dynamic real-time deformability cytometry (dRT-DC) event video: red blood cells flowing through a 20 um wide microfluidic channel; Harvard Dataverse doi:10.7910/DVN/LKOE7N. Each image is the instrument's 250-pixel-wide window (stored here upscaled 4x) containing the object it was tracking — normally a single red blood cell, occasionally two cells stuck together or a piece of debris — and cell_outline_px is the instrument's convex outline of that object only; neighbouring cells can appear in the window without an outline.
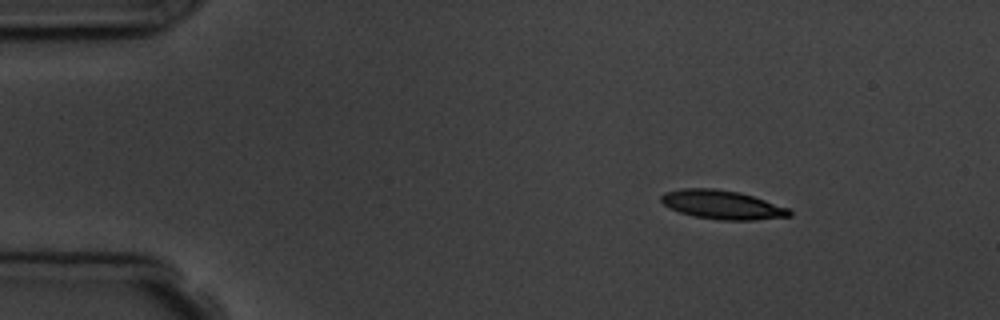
{"species": "common noctule bat (a hibernating species)", "species_latin": "Nyctalus noctula", "temperature_condition": "room temperature", "stored_images_in_passage": 13, "camera_frame_rate_fps": 3000, "um_per_image_px": 0.085, "animal": {"sex": "male", "body_mass_g": 19.5, "forearm_length_mm": 54.6}, "frame": {"image": 1, "passage_image": 1, "time_ms": 0.0, "image_size_px": [1000, 320], "cell_outline_px": [[792, 216], [752, 220], [720, 220], [696, 216], [680, 212], [668, 208], [660, 200], [660, 196], [664, 192], [680, 188], [716, 188], [740, 192], [788, 208], [792, 212]], "centroid_in_image_um": [61.35, 17.39], "position_along_channel_um": 23.7, "area_um2": 21.56}}
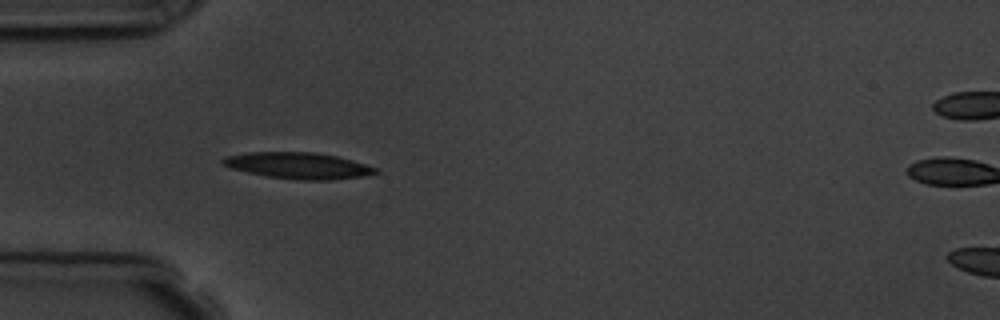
{"frame": {"image": 2, "passage_image": 3, "time_ms": 3.0, "image_size_px": [1000, 320], "cell_outline_px": [[380, 172], [360, 176], [332, 180], [300, 180], [268, 176], [248, 172], [232, 168], [224, 164], [220, 160], [224, 156], [248, 152], [316, 152], [336, 156], [352, 160], [376, 168]], "centroid_in_image_um": [25.34, 14.07], "position_along_channel_um": 59.7, "area_um2": 23.18}}
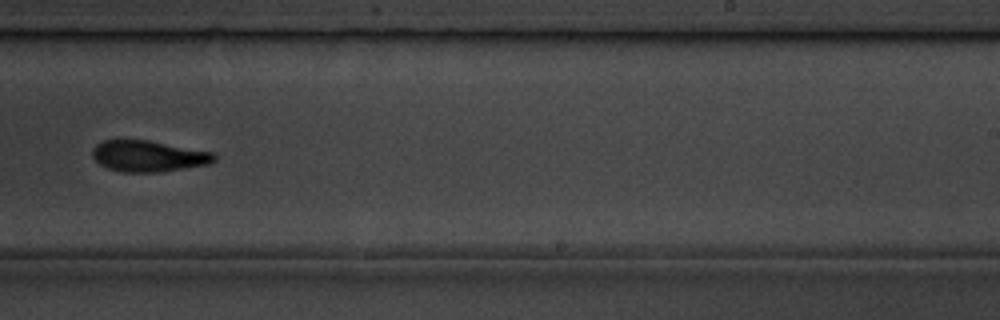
{"frame": {"image": 3, "passage_image": 8, "time_ms": 9.0, "image_size_px": [1000, 320], "cell_outline_px": [[216, 160], [208, 164], [160, 172], [120, 172], [108, 168], [100, 164], [92, 156], [92, 148], [96, 144], [104, 140], [148, 140], [212, 152], [216, 156]], "centroid_in_image_um": [12.59, 13.27], "position_along_channel_um": 276.4, "area_um2": 22.02}, "authors_computed_cell_mechanics": {"area_um2": 22.253, "velocity_mm_per_s": 3.6784, "shape_relaxation_time_tau1_ms": 10.9486, "shape_relaxation_time_tau2_ms": 7.0284, "deformation_change_tau1": 0.2518, "deformation_change_tau2": 0.1518}}